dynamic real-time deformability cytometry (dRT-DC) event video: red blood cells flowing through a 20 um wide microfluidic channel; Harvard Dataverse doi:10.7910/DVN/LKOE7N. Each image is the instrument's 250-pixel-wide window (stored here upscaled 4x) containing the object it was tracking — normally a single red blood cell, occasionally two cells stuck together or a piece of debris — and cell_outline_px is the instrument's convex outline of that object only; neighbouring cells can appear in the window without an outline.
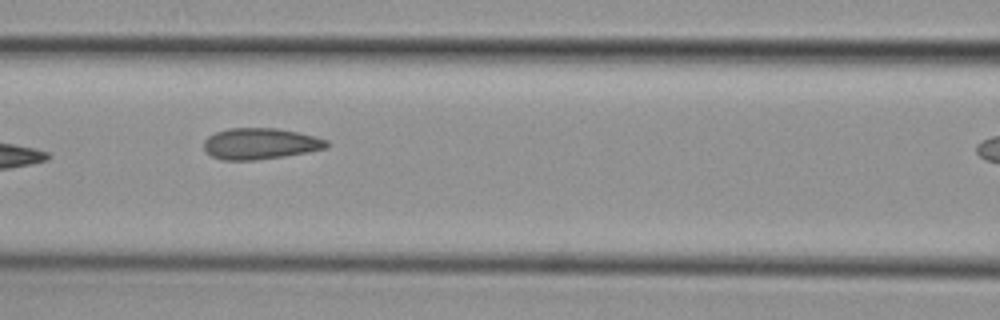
{"species": "common noctule bat (a hibernating species)", "species_latin": "Nyctalus noctula", "temperature_condition": "cold", "stored_images_in_passage": 7, "camera_frame_rate_fps": 3000, "um_per_image_px": 0.085, "animal": {"sex": "female", "body_mass_g": 29.2, "forearm_length_mm": 56.3}, "frame": {"image": 1, "passage_image": 6, "time_ms": 1.667, "image_size_px": [1000, 320], "cell_outline_px": [[328, 144], [324, 148], [308, 152], [284, 156], [256, 160], [224, 160], [212, 156], [204, 148], [204, 140], [208, 136], [216, 132], [228, 128], [276, 128], [296, 132], [328, 140]], "centroid_in_image_um": [22.09, 12.21], "position_along_channel_um": 144.5, "area_um2": 22.08}}